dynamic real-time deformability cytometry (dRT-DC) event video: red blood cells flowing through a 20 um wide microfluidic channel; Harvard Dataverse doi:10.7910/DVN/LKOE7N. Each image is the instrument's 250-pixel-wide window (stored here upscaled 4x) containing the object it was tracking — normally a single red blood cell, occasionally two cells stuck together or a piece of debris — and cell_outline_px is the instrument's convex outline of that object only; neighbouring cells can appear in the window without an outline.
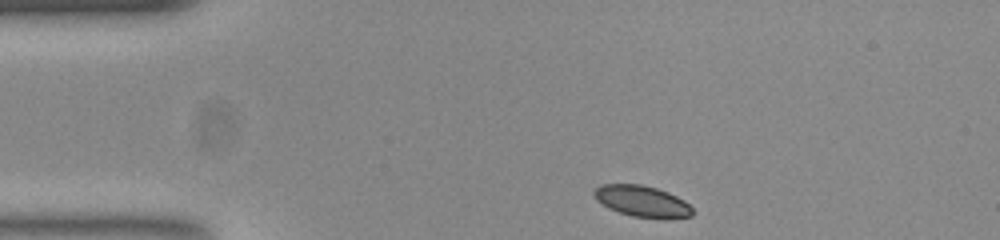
{"species": "common noctule bat (a hibernating species)", "species_latin": "Nyctalus noctula", "temperature_condition": "room temperature", "stored_images_in_passage": 44, "camera_frame_rate_fps": 3000, "um_per_image_px": 0.085, "animal": {"sex": "female", "body_mass_g": 23.0, "forearm_length_mm": 53.4}, "frame": {"image": 1, "passage_image": 1, "time_ms": 0.0, "image_size_px": [1000, 240], "cell_outline_px": [[692, 216], [632, 216], [608, 208], [596, 200], [592, 192], [600, 184], [640, 184], [656, 188], [668, 192], [684, 200], [692, 208]], "centroid_in_image_um": [54.49, 17.05], "position_along_channel_um": 30.5, "area_um2": 17.28}}
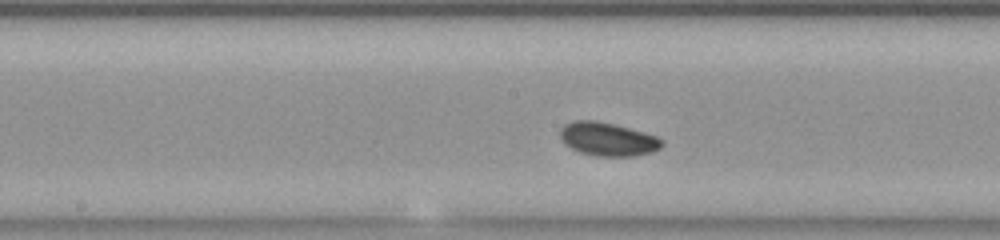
{"frame": {"image": 2, "passage_image": 18, "time_ms": 5.667, "image_size_px": [1000, 240], "cell_outline_px": [[664, 144], [660, 148], [652, 152], [632, 156], [596, 156], [580, 152], [564, 144], [560, 136], [560, 128], [564, 124], [572, 120], [596, 120], [644, 132], [656, 136], [664, 140]], "centroid_in_image_um": [51.64, 11.82], "position_along_channel_um": 196.6, "area_um2": 19.88}}
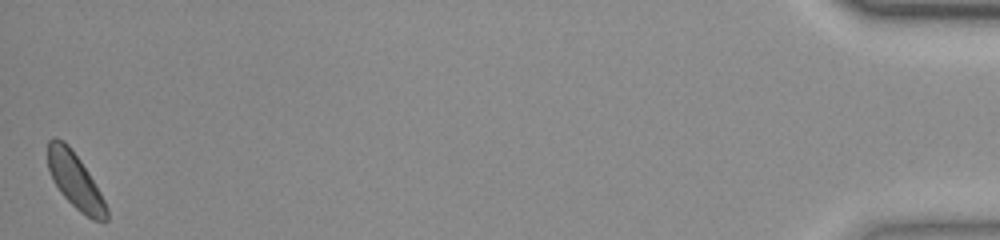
{"frame": {"image": 3, "passage_image": 44, "time_ms": 14.333, "image_size_px": [1000, 240], "cell_outline_px": [[108, 220], [92, 220], [80, 212], [60, 192], [48, 168], [48, 140], [52, 136], [56, 136], [64, 140], [68, 144], [80, 160], [88, 172], [100, 192], [108, 208]], "centroid_in_image_um": [6.38, 15.34], "position_along_channel_um": 428.8, "area_um2": 18.84}, "authors_computed_cell_mechanics": {"area_um2": 18.9006, "velocity_mm_per_s": 3.8186, "shape_relaxation_time_tau1_ms": 10.2318, "shape_relaxation_time_tau2_ms": null, "deformation_change_tau1": 0.2232, "deformation_change_tau2": null}}